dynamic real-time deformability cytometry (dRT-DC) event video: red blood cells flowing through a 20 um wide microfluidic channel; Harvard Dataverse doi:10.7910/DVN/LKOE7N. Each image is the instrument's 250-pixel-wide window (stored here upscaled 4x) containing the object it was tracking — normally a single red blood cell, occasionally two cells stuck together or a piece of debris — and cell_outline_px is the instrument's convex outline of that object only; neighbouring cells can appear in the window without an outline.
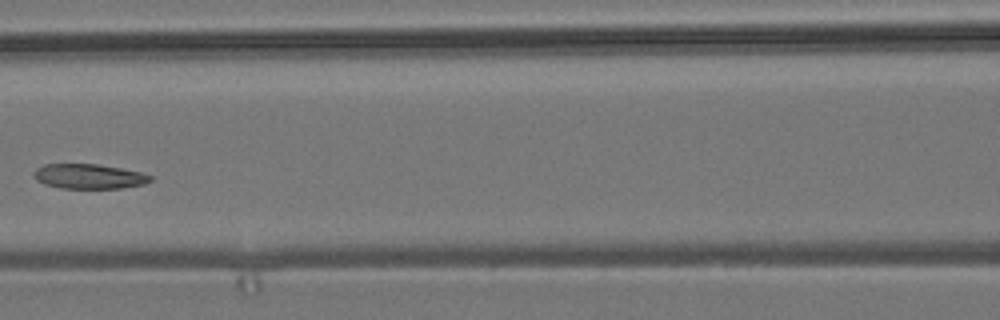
{"species": "common noctule bat (a hibernating species)", "species_latin": "Nyctalus noctula", "temperature_condition": "room temperature", "stored_images_in_passage": 5, "camera_frame_rate_fps": 3000, "um_per_image_px": 0.085, "animal": {"sex": "male", "body_mass_g": 19.2, "forearm_length_mm": 51.8}, "frame": {"image": 1, "passage_image": 5, "time_ms": 1.333, "image_size_px": [1000, 320], "cell_outline_px": [[152, 180], [144, 184], [120, 188], [60, 188], [44, 184], [36, 180], [32, 176], [32, 172], [36, 168], [44, 164], [96, 164], [120, 168], [140, 172], [152, 176]], "centroid_in_image_um": [7.51, 14.99], "position_along_channel_um": 159.1, "area_um2": 16.88}}